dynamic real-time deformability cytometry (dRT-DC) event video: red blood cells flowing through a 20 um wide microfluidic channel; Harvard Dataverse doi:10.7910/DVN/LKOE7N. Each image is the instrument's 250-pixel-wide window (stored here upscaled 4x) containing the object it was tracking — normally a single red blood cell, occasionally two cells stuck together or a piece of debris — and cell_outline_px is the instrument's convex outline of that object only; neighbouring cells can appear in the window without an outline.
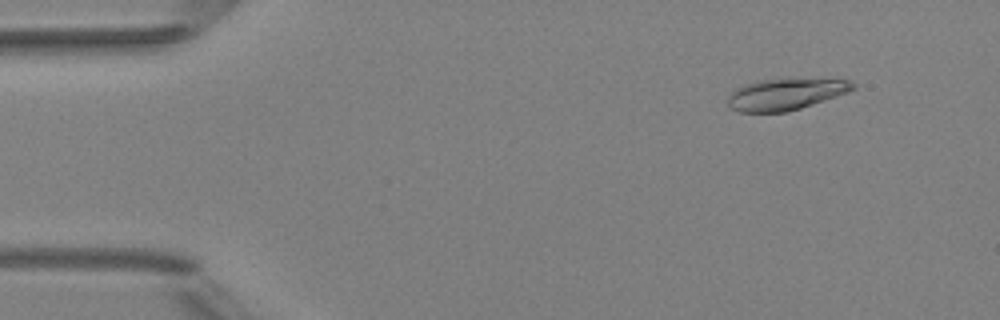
{"species": "Egyptian fruit bat (a non-hibernating species)", "species_latin": "Rousettus aegyptiacus", "temperature_condition": "room temperature", "stored_images_in_passage": 4, "camera_frame_rate_fps": 3000, "um_per_image_px": 0.085, "animal": {"sex": "female"}, "frame": {"image": 1, "passage_image": 2, "time_ms": 1.333, "image_size_px": [1000, 320], "cell_outline_px": [[856, 88], [848, 92], [788, 112], [740, 112], [728, 108], [728, 96], [736, 88], [744, 84], [756, 80], [788, 76], [848, 80], [856, 84]], "centroid_in_image_um": [66.77, 7.96], "position_along_channel_um": 18.2, "area_um2": 23.81}}
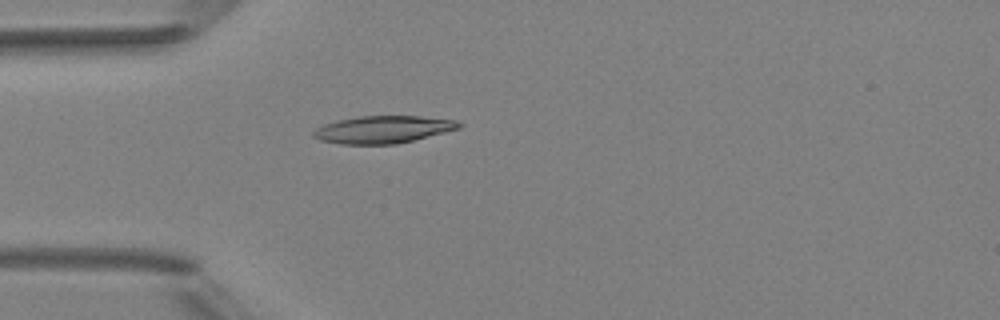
{"frame": {"image": 2, "passage_image": 4, "time_ms": 4.333, "image_size_px": [1000, 320], "cell_outline_px": [[464, 124], [460, 128], [396, 144], [340, 144], [320, 140], [312, 136], [312, 132], [316, 128], [324, 124], [340, 120], [360, 116], [420, 116], [456, 120]], "centroid_in_image_um": [32.55, 11.0], "position_along_channel_um": 52.4, "area_um2": 23.06}}